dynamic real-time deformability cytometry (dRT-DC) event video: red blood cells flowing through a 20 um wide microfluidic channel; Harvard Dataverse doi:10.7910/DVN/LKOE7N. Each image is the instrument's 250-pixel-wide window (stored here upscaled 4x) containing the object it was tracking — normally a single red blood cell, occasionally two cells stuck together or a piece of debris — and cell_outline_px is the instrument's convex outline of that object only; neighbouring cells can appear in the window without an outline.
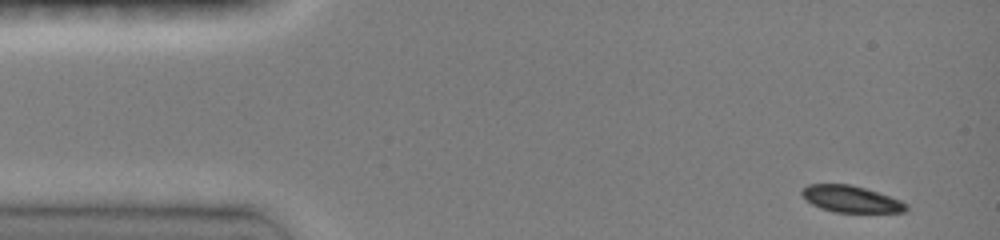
{"species": "common noctule bat (a hibernating species)", "species_latin": "Nyctalus noctula", "temperature_condition": "room temperature", "stored_images_in_passage": 22, "camera_frame_rate_fps": 3000, "um_per_image_px": 0.085, "animal": {"sex": "female", "body_mass_g": 19.0, "forearm_length_mm": 51.5}, "frame": {"image": 1, "passage_image": 1, "time_ms": 0.0, "image_size_px": [1000, 240], "cell_outline_px": [[908, 212], [836, 212], [820, 208], [812, 204], [800, 192], [808, 184], [848, 184], [864, 188], [900, 200], [908, 204]], "centroid_in_image_um": [72.35, 16.93], "position_along_channel_um": 12.6, "area_um2": 15.95}}
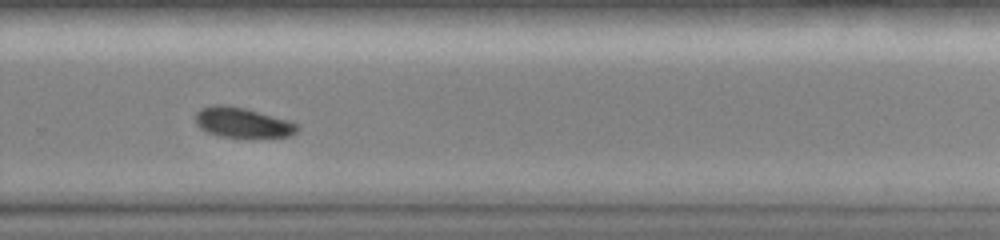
{"frame": {"image": 2, "passage_image": 15, "time_ms": 9.667, "image_size_px": [1000, 240], "cell_outline_px": [[300, 128], [296, 132], [288, 136], [220, 136], [208, 132], [200, 128], [196, 124], [196, 112], [200, 108], [212, 104], [224, 104], [244, 108], [288, 120], [300, 124]], "centroid_in_image_um": [20.59, 10.39], "position_along_channel_um": 309.2, "area_um2": 17.57}}
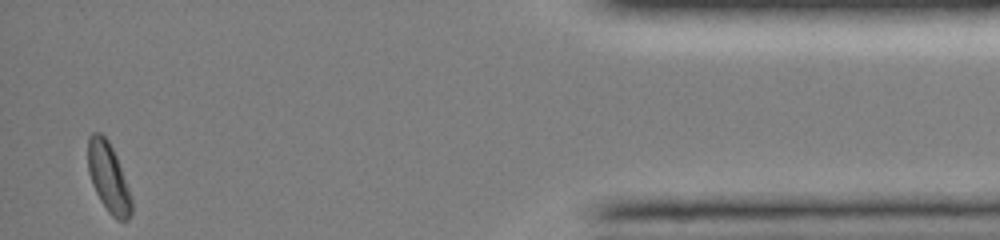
{"frame": {"image": 3, "passage_image": 22, "time_ms": 14.0, "image_size_px": [1000, 240], "cell_outline_px": [[132, 212], [128, 220], [116, 220], [108, 212], [100, 200], [92, 184], [88, 172], [88, 136], [92, 132], [100, 132], [108, 140], [116, 156], [128, 188], [132, 200]], "centroid_in_image_um": [9.2, 15.09], "position_along_channel_um": 426.0, "area_um2": 17.51}, "authors_computed_cell_mechanics": {"area_um2": 17.9469, "velocity_mm_per_s": 4.0839, "shape_relaxation_time_tau1_ms": 1.5618, "shape_relaxation_time_tau2_ms": null, "deformation_change_tau1": 0.0932, "deformation_change_tau2": null}}